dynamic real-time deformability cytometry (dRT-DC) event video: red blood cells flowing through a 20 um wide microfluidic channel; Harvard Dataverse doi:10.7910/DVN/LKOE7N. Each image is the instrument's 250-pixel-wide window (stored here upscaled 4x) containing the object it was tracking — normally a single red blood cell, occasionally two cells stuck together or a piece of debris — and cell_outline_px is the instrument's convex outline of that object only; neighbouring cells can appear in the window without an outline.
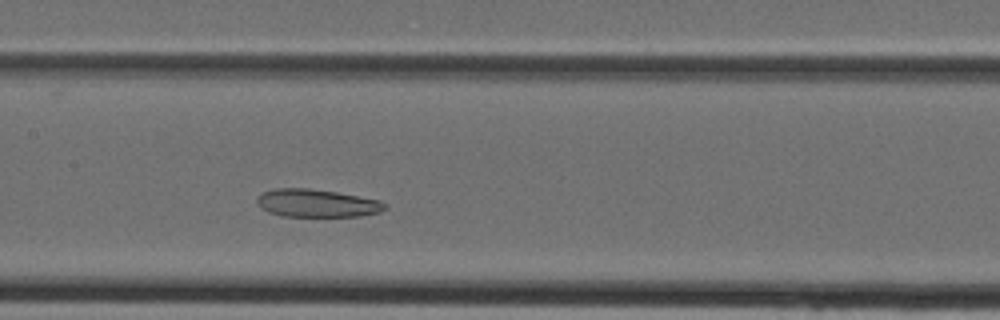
{"species": "Egyptian fruit bat (a non-hibernating species)", "species_latin": "Rousettus aegyptiacus", "temperature_condition": "cold", "stored_images_in_passage": 36, "camera_frame_rate_fps": 3000, "um_per_image_px": 0.085, "animal": {"sex": "female"}, "frame": {"image": 1, "passage_image": 15, "time_ms": 4.667, "image_size_px": [1000, 320], "cell_outline_px": [[388, 208], [380, 212], [360, 216], [284, 216], [268, 212], [260, 208], [256, 204], [256, 200], [264, 192], [276, 188], [308, 188], [336, 192], [380, 200], [388, 204]], "centroid_in_image_um": [26.96, 17.27], "position_along_channel_um": 180.4, "area_um2": 20.81}}
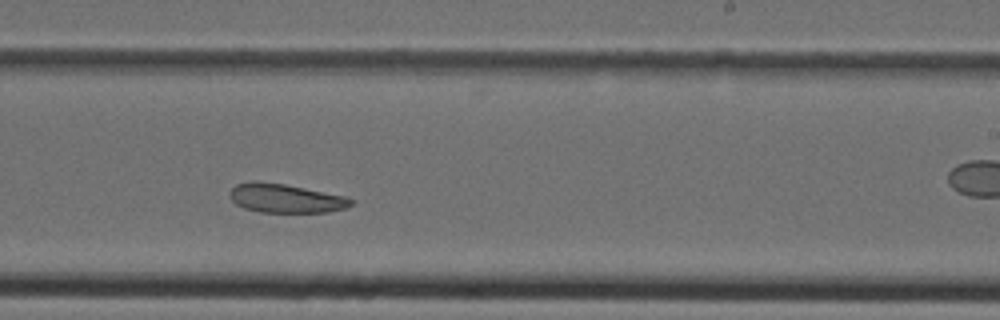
{"frame": {"image": 2, "passage_image": 20, "time_ms": 6.333, "image_size_px": [1000, 320], "cell_outline_px": [[352, 204], [348, 208], [328, 212], [260, 212], [244, 208], [236, 204], [232, 200], [228, 192], [236, 184], [252, 180], [256, 180], [284, 184], [344, 196], [352, 200]], "centroid_in_image_um": [24.23, 16.85], "position_along_channel_um": 264.8, "area_um2": 20.4}}
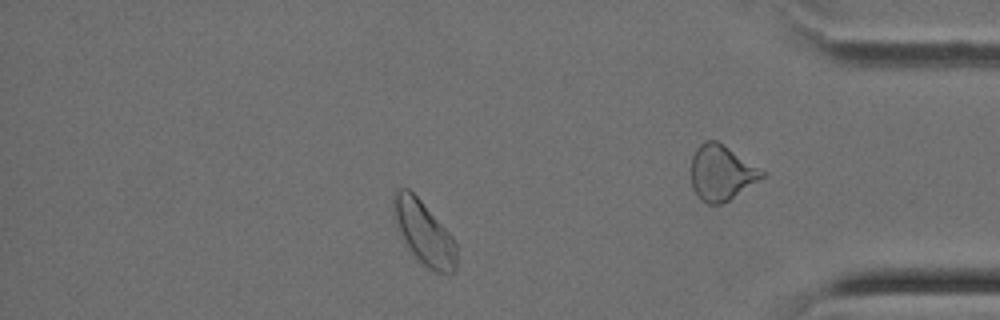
{"frame": {"image": 3, "passage_image": 30, "time_ms": 9.667, "image_size_px": [1000, 320], "cell_outline_px": [[456, 272], [448, 276], [436, 272], [428, 268], [416, 260], [408, 248], [396, 224], [392, 212], [392, 204], [396, 188], [408, 188], [420, 200], [452, 236], [456, 244]], "centroid_in_image_um": [36.04, 19.84], "position_along_channel_um": 399.2, "area_um2": 23.41}}